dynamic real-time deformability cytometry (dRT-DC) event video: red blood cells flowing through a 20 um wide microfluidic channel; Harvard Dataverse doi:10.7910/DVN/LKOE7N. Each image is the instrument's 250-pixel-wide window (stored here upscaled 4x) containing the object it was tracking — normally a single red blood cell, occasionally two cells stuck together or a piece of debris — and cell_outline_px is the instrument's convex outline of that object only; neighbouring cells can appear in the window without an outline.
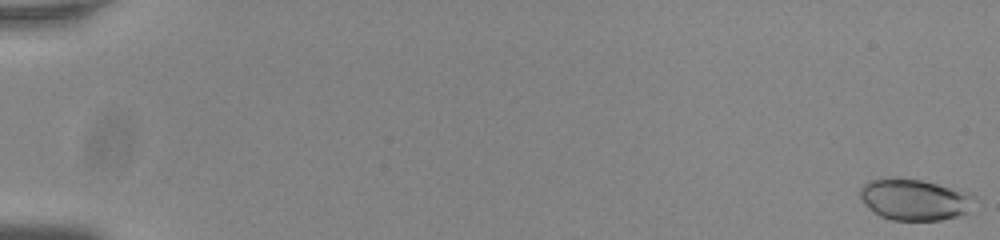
{"species": "common noctule bat (a hibernating species)", "species_latin": "Nyctalus noctula", "temperature_condition": "room temperature", "stored_images_in_passage": 51, "camera_frame_rate_fps": 3000, "um_per_image_px": 0.085, "animal": {"sex": "male", "body_mass_g": 20.0, "forearm_length_mm": 53.3}, "frame": {"image": 1, "passage_image": 1, "time_ms": 0.0, "image_size_px": [1000, 240], "cell_outline_px": [[980, 200], [968, 212], [960, 216], [940, 220], [892, 220], [880, 216], [872, 212], [860, 200], [860, 188], [868, 180], [888, 176], [896, 176], [924, 180], [976, 192]], "centroid_in_image_um": [77.83, 16.93], "position_along_channel_um": 7.2, "area_um2": 29.07}}
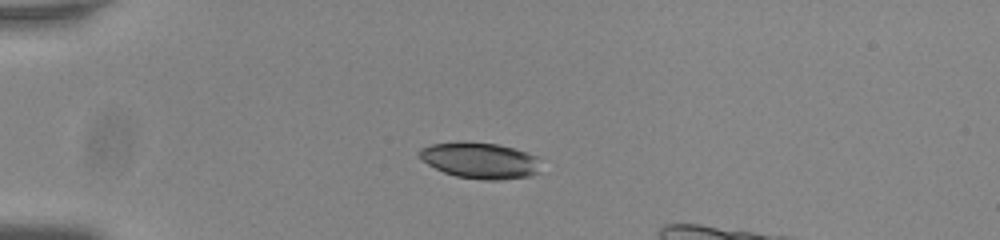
{"frame": {"image": 2, "passage_image": 16, "time_ms": 5.0, "image_size_px": [1000, 240], "cell_outline_px": [[540, 172], [528, 176], [500, 180], [484, 180], [456, 176], [444, 172], [428, 164], [416, 156], [416, 152], [420, 148], [432, 144], [464, 140], [468, 140], [500, 144], [528, 152], [536, 156]], "centroid_in_image_um": [40.76, 13.61], "position_along_channel_um": 44.2, "area_um2": 26.01}}